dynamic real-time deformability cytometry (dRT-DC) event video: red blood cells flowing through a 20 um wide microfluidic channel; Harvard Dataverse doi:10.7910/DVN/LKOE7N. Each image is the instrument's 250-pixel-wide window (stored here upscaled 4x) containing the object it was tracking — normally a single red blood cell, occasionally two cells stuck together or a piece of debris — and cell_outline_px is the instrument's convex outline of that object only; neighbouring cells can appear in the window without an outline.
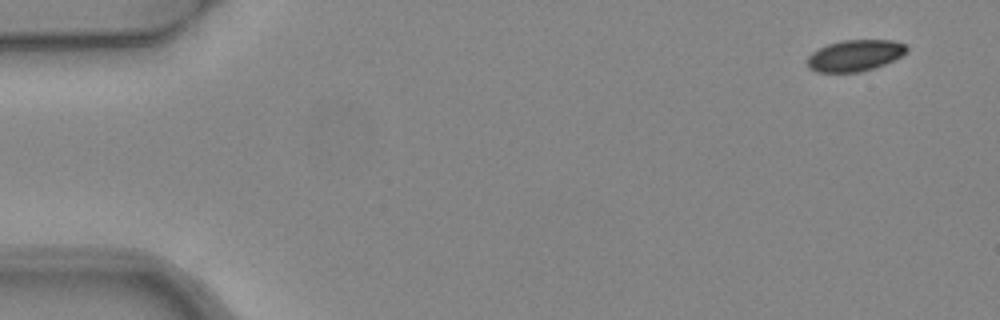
{"species": "common noctule bat (a hibernating species)", "species_latin": "Nyctalus noctula", "temperature_condition": "warm", "stored_images_in_passage": 5, "camera_frame_rate_fps": 3000, "um_per_image_px": 0.085, "animal": {"sex": "female", "body_mass_g": 24.6, "forearm_length_mm": 56.2}, "frame": {"image": 1, "passage_image": 1, "time_ms": 0.0, "image_size_px": [1000, 320], "cell_outline_px": [[908, 48], [900, 56], [884, 64], [860, 72], [816, 72], [808, 68], [808, 56], [812, 52], [828, 44], [844, 40], [892, 40], [908, 44]], "centroid_in_image_um": [72.66, 4.71], "position_along_channel_um": 12.3, "area_um2": 17.98}}